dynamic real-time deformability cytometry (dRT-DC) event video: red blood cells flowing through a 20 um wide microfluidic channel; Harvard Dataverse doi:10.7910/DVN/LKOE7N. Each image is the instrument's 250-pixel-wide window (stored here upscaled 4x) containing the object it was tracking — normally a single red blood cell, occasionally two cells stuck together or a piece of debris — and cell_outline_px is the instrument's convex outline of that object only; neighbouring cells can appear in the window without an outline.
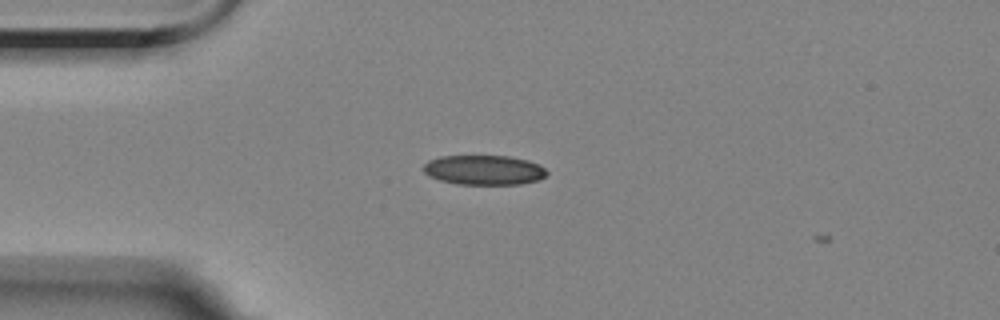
{"species": "Egyptian fruit bat (a non-hibernating species)", "species_latin": "Rousettus aegyptiacus", "temperature_condition": "room temperature", "stored_images_in_passage": 7, "camera_frame_rate_fps": 3000, "um_per_image_px": 0.085, "animal": {"sex": "female"}, "frame": {"image": 1, "passage_image": 2, "time_ms": 1.333, "image_size_px": [1000, 320], "cell_outline_px": [[548, 172], [544, 176], [536, 180], [520, 184], [460, 184], [440, 180], [428, 176], [424, 172], [424, 164], [428, 160], [440, 156], [508, 156], [528, 160], [540, 164]], "centroid_in_image_um": [41.12, 14.44], "position_along_channel_um": 43.9, "area_um2": 21.27}}
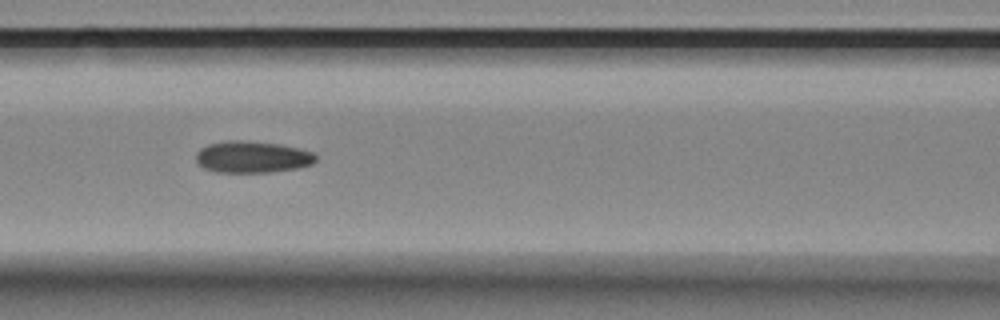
{"frame": {"image": 2, "passage_image": 5, "time_ms": 4.667, "image_size_px": [1000, 320], "cell_outline_px": [[316, 160], [312, 164], [296, 168], [268, 172], [216, 172], [204, 168], [196, 160], [196, 152], [200, 148], [208, 144], [228, 140], [244, 140], [280, 144], [312, 152], [316, 156]], "centroid_in_image_um": [21.41, 13.33], "position_along_channel_um": 145.2, "area_um2": 22.02}}
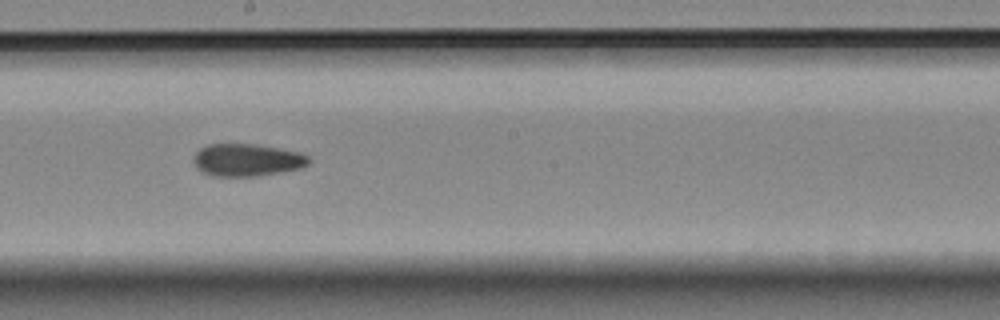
{"frame": {"image": 3, "passage_image": 7, "time_ms": 7.0, "image_size_px": [1000, 320], "cell_outline_px": [[312, 160], [304, 168], [260, 176], [212, 176], [196, 168], [192, 160], [196, 152], [200, 148], [208, 144], [256, 144], [300, 152], [308, 156]], "centroid_in_image_um": [21.02, 13.6], "position_along_channel_um": 227.2, "area_um2": 22.08}}